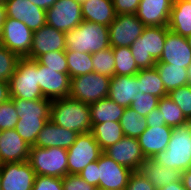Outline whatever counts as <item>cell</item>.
I'll list each match as a JSON object with an SVG mask.
<instances>
[{"label": "cell", "mask_w": 191, "mask_h": 190, "mask_svg": "<svg viewBox=\"0 0 191 190\" xmlns=\"http://www.w3.org/2000/svg\"><path fill=\"white\" fill-rule=\"evenodd\" d=\"M50 120L78 134L92 130L90 106L70 97L52 100Z\"/></svg>", "instance_id": "obj_1"}, {"label": "cell", "mask_w": 191, "mask_h": 190, "mask_svg": "<svg viewBox=\"0 0 191 190\" xmlns=\"http://www.w3.org/2000/svg\"><path fill=\"white\" fill-rule=\"evenodd\" d=\"M152 159L166 168L181 172L191 168V121L173 127L167 148Z\"/></svg>", "instance_id": "obj_2"}, {"label": "cell", "mask_w": 191, "mask_h": 190, "mask_svg": "<svg viewBox=\"0 0 191 190\" xmlns=\"http://www.w3.org/2000/svg\"><path fill=\"white\" fill-rule=\"evenodd\" d=\"M66 50L96 53L110 47L109 27L83 20L75 29L65 32Z\"/></svg>", "instance_id": "obj_3"}, {"label": "cell", "mask_w": 191, "mask_h": 190, "mask_svg": "<svg viewBox=\"0 0 191 190\" xmlns=\"http://www.w3.org/2000/svg\"><path fill=\"white\" fill-rule=\"evenodd\" d=\"M168 26L145 27L130 46V50L139 69L153 68L160 59L166 39Z\"/></svg>", "instance_id": "obj_4"}, {"label": "cell", "mask_w": 191, "mask_h": 190, "mask_svg": "<svg viewBox=\"0 0 191 190\" xmlns=\"http://www.w3.org/2000/svg\"><path fill=\"white\" fill-rule=\"evenodd\" d=\"M10 98L35 100L45 98L38 84V61L19 58L9 81Z\"/></svg>", "instance_id": "obj_5"}, {"label": "cell", "mask_w": 191, "mask_h": 190, "mask_svg": "<svg viewBox=\"0 0 191 190\" xmlns=\"http://www.w3.org/2000/svg\"><path fill=\"white\" fill-rule=\"evenodd\" d=\"M67 149L30 147L28 162L36 175L63 178L68 174Z\"/></svg>", "instance_id": "obj_6"}, {"label": "cell", "mask_w": 191, "mask_h": 190, "mask_svg": "<svg viewBox=\"0 0 191 190\" xmlns=\"http://www.w3.org/2000/svg\"><path fill=\"white\" fill-rule=\"evenodd\" d=\"M110 80L95 72L71 78L69 97L88 105L108 98Z\"/></svg>", "instance_id": "obj_7"}, {"label": "cell", "mask_w": 191, "mask_h": 190, "mask_svg": "<svg viewBox=\"0 0 191 190\" xmlns=\"http://www.w3.org/2000/svg\"><path fill=\"white\" fill-rule=\"evenodd\" d=\"M67 153L68 174L78 175L88 164L97 161L103 151L90 131L78 134Z\"/></svg>", "instance_id": "obj_8"}, {"label": "cell", "mask_w": 191, "mask_h": 190, "mask_svg": "<svg viewBox=\"0 0 191 190\" xmlns=\"http://www.w3.org/2000/svg\"><path fill=\"white\" fill-rule=\"evenodd\" d=\"M33 39V31L25 23L6 17L2 27L0 45L8 48L19 58L28 57Z\"/></svg>", "instance_id": "obj_9"}, {"label": "cell", "mask_w": 191, "mask_h": 190, "mask_svg": "<svg viewBox=\"0 0 191 190\" xmlns=\"http://www.w3.org/2000/svg\"><path fill=\"white\" fill-rule=\"evenodd\" d=\"M82 21V7L75 0H58L46 10L47 25L63 32L75 29Z\"/></svg>", "instance_id": "obj_10"}, {"label": "cell", "mask_w": 191, "mask_h": 190, "mask_svg": "<svg viewBox=\"0 0 191 190\" xmlns=\"http://www.w3.org/2000/svg\"><path fill=\"white\" fill-rule=\"evenodd\" d=\"M146 26L136 14H118L109 25L111 47H130L142 35Z\"/></svg>", "instance_id": "obj_11"}, {"label": "cell", "mask_w": 191, "mask_h": 190, "mask_svg": "<svg viewBox=\"0 0 191 190\" xmlns=\"http://www.w3.org/2000/svg\"><path fill=\"white\" fill-rule=\"evenodd\" d=\"M98 188L108 190H125L131 169L115 162L112 158L102 153L98 159Z\"/></svg>", "instance_id": "obj_12"}, {"label": "cell", "mask_w": 191, "mask_h": 190, "mask_svg": "<svg viewBox=\"0 0 191 190\" xmlns=\"http://www.w3.org/2000/svg\"><path fill=\"white\" fill-rule=\"evenodd\" d=\"M35 176L28 161L0 164L2 190H32Z\"/></svg>", "instance_id": "obj_13"}, {"label": "cell", "mask_w": 191, "mask_h": 190, "mask_svg": "<svg viewBox=\"0 0 191 190\" xmlns=\"http://www.w3.org/2000/svg\"><path fill=\"white\" fill-rule=\"evenodd\" d=\"M38 84L46 99L69 97L71 78L69 73H61V69L47 68L38 62Z\"/></svg>", "instance_id": "obj_14"}, {"label": "cell", "mask_w": 191, "mask_h": 190, "mask_svg": "<svg viewBox=\"0 0 191 190\" xmlns=\"http://www.w3.org/2000/svg\"><path fill=\"white\" fill-rule=\"evenodd\" d=\"M6 17L22 21L32 31L46 25V11L29 0H4Z\"/></svg>", "instance_id": "obj_15"}, {"label": "cell", "mask_w": 191, "mask_h": 190, "mask_svg": "<svg viewBox=\"0 0 191 190\" xmlns=\"http://www.w3.org/2000/svg\"><path fill=\"white\" fill-rule=\"evenodd\" d=\"M118 164L138 171L146 161L137 138L124 136L120 141L103 151Z\"/></svg>", "instance_id": "obj_16"}, {"label": "cell", "mask_w": 191, "mask_h": 190, "mask_svg": "<svg viewBox=\"0 0 191 190\" xmlns=\"http://www.w3.org/2000/svg\"><path fill=\"white\" fill-rule=\"evenodd\" d=\"M65 50V32L46 24L39 30L33 31L32 46L27 58L36 60L40 55L47 52Z\"/></svg>", "instance_id": "obj_17"}, {"label": "cell", "mask_w": 191, "mask_h": 190, "mask_svg": "<svg viewBox=\"0 0 191 190\" xmlns=\"http://www.w3.org/2000/svg\"><path fill=\"white\" fill-rule=\"evenodd\" d=\"M157 63L187 68L191 63V48L186 37L167 31L163 53Z\"/></svg>", "instance_id": "obj_18"}, {"label": "cell", "mask_w": 191, "mask_h": 190, "mask_svg": "<svg viewBox=\"0 0 191 190\" xmlns=\"http://www.w3.org/2000/svg\"><path fill=\"white\" fill-rule=\"evenodd\" d=\"M171 0H141L136 12L137 18L146 26H168Z\"/></svg>", "instance_id": "obj_19"}, {"label": "cell", "mask_w": 191, "mask_h": 190, "mask_svg": "<svg viewBox=\"0 0 191 190\" xmlns=\"http://www.w3.org/2000/svg\"><path fill=\"white\" fill-rule=\"evenodd\" d=\"M30 147L15 129L2 131L0 136V164L28 161Z\"/></svg>", "instance_id": "obj_20"}, {"label": "cell", "mask_w": 191, "mask_h": 190, "mask_svg": "<svg viewBox=\"0 0 191 190\" xmlns=\"http://www.w3.org/2000/svg\"><path fill=\"white\" fill-rule=\"evenodd\" d=\"M77 136V132L60 127L49 119L39 132L34 146L68 149L73 145Z\"/></svg>", "instance_id": "obj_21"}, {"label": "cell", "mask_w": 191, "mask_h": 190, "mask_svg": "<svg viewBox=\"0 0 191 190\" xmlns=\"http://www.w3.org/2000/svg\"><path fill=\"white\" fill-rule=\"evenodd\" d=\"M172 127L153 125L147 127L137 138L146 159L153 158L158 152L164 151L172 135Z\"/></svg>", "instance_id": "obj_22"}, {"label": "cell", "mask_w": 191, "mask_h": 190, "mask_svg": "<svg viewBox=\"0 0 191 190\" xmlns=\"http://www.w3.org/2000/svg\"><path fill=\"white\" fill-rule=\"evenodd\" d=\"M140 92L136 75H114L110 80L108 98L125 108L129 107L133 98Z\"/></svg>", "instance_id": "obj_23"}, {"label": "cell", "mask_w": 191, "mask_h": 190, "mask_svg": "<svg viewBox=\"0 0 191 190\" xmlns=\"http://www.w3.org/2000/svg\"><path fill=\"white\" fill-rule=\"evenodd\" d=\"M139 171L145 176L156 189L181 180L182 172L173 168H166L155 162L152 158L140 166Z\"/></svg>", "instance_id": "obj_24"}, {"label": "cell", "mask_w": 191, "mask_h": 190, "mask_svg": "<svg viewBox=\"0 0 191 190\" xmlns=\"http://www.w3.org/2000/svg\"><path fill=\"white\" fill-rule=\"evenodd\" d=\"M81 7L82 18L88 22L109 27L116 16L112 0H87Z\"/></svg>", "instance_id": "obj_25"}, {"label": "cell", "mask_w": 191, "mask_h": 190, "mask_svg": "<svg viewBox=\"0 0 191 190\" xmlns=\"http://www.w3.org/2000/svg\"><path fill=\"white\" fill-rule=\"evenodd\" d=\"M169 30L183 37L191 35V3L176 0L173 3L168 24Z\"/></svg>", "instance_id": "obj_26"}, {"label": "cell", "mask_w": 191, "mask_h": 190, "mask_svg": "<svg viewBox=\"0 0 191 190\" xmlns=\"http://www.w3.org/2000/svg\"><path fill=\"white\" fill-rule=\"evenodd\" d=\"M90 106L91 124L92 127L95 124L103 122H119L121 116L124 113L125 107L118 105L116 102L109 98L101 99Z\"/></svg>", "instance_id": "obj_27"}, {"label": "cell", "mask_w": 191, "mask_h": 190, "mask_svg": "<svg viewBox=\"0 0 191 190\" xmlns=\"http://www.w3.org/2000/svg\"><path fill=\"white\" fill-rule=\"evenodd\" d=\"M19 119L23 118H50L51 100L42 98L24 100L12 98Z\"/></svg>", "instance_id": "obj_28"}, {"label": "cell", "mask_w": 191, "mask_h": 190, "mask_svg": "<svg viewBox=\"0 0 191 190\" xmlns=\"http://www.w3.org/2000/svg\"><path fill=\"white\" fill-rule=\"evenodd\" d=\"M154 67L157 69L167 93L189 84L187 68L167 63H156Z\"/></svg>", "instance_id": "obj_29"}, {"label": "cell", "mask_w": 191, "mask_h": 190, "mask_svg": "<svg viewBox=\"0 0 191 190\" xmlns=\"http://www.w3.org/2000/svg\"><path fill=\"white\" fill-rule=\"evenodd\" d=\"M102 151L120 141L123 137L120 122H103L95 124L91 130Z\"/></svg>", "instance_id": "obj_30"}, {"label": "cell", "mask_w": 191, "mask_h": 190, "mask_svg": "<svg viewBox=\"0 0 191 190\" xmlns=\"http://www.w3.org/2000/svg\"><path fill=\"white\" fill-rule=\"evenodd\" d=\"M137 79L139 80V90L141 93L151 94L158 98L168 95L155 67L140 69L137 73Z\"/></svg>", "instance_id": "obj_31"}, {"label": "cell", "mask_w": 191, "mask_h": 190, "mask_svg": "<svg viewBox=\"0 0 191 190\" xmlns=\"http://www.w3.org/2000/svg\"><path fill=\"white\" fill-rule=\"evenodd\" d=\"M119 122L124 136L127 137L138 138L148 127L146 119L131 107L125 108Z\"/></svg>", "instance_id": "obj_32"}, {"label": "cell", "mask_w": 191, "mask_h": 190, "mask_svg": "<svg viewBox=\"0 0 191 190\" xmlns=\"http://www.w3.org/2000/svg\"><path fill=\"white\" fill-rule=\"evenodd\" d=\"M70 78L93 72L92 54L65 51Z\"/></svg>", "instance_id": "obj_33"}, {"label": "cell", "mask_w": 191, "mask_h": 190, "mask_svg": "<svg viewBox=\"0 0 191 190\" xmlns=\"http://www.w3.org/2000/svg\"><path fill=\"white\" fill-rule=\"evenodd\" d=\"M157 108L161 112V116L162 119L165 120V124L169 127L173 128L189 122V120L184 116L183 111L168 95L159 99Z\"/></svg>", "instance_id": "obj_34"}, {"label": "cell", "mask_w": 191, "mask_h": 190, "mask_svg": "<svg viewBox=\"0 0 191 190\" xmlns=\"http://www.w3.org/2000/svg\"><path fill=\"white\" fill-rule=\"evenodd\" d=\"M115 59V75L130 76L139 72L130 47H113Z\"/></svg>", "instance_id": "obj_35"}, {"label": "cell", "mask_w": 191, "mask_h": 190, "mask_svg": "<svg viewBox=\"0 0 191 190\" xmlns=\"http://www.w3.org/2000/svg\"><path fill=\"white\" fill-rule=\"evenodd\" d=\"M50 118H23L19 119L15 130L30 146H34L39 132Z\"/></svg>", "instance_id": "obj_36"}, {"label": "cell", "mask_w": 191, "mask_h": 190, "mask_svg": "<svg viewBox=\"0 0 191 190\" xmlns=\"http://www.w3.org/2000/svg\"><path fill=\"white\" fill-rule=\"evenodd\" d=\"M93 72L113 77L115 75V59L113 47L92 54Z\"/></svg>", "instance_id": "obj_37"}, {"label": "cell", "mask_w": 191, "mask_h": 190, "mask_svg": "<svg viewBox=\"0 0 191 190\" xmlns=\"http://www.w3.org/2000/svg\"><path fill=\"white\" fill-rule=\"evenodd\" d=\"M18 60L16 54L0 45V81H10Z\"/></svg>", "instance_id": "obj_38"}, {"label": "cell", "mask_w": 191, "mask_h": 190, "mask_svg": "<svg viewBox=\"0 0 191 190\" xmlns=\"http://www.w3.org/2000/svg\"><path fill=\"white\" fill-rule=\"evenodd\" d=\"M168 96L179 106L184 116L191 121V85L176 88L168 93Z\"/></svg>", "instance_id": "obj_39"}, {"label": "cell", "mask_w": 191, "mask_h": 190, "mask_svg": "<svg viewBox=\"0 0 191 190\" xmlns=\"http://www.w3.org/2000/svg\"><path fill=\"white\" fill-rule=\"evenodd\" d=\"M159 99L160 98L154 95L139 92L133 98V102H131L129 107H131L138 114L146 118L147 114H149L153 109L158 107Z\"/></svg>", "instance_id": "obj_40"}, {"label": "cell", "mask_w": 191, "mask_h": 190, "mask_svg": "<svg viewBox=\"0 0 191 190\" xmlns=\"http://www.w3.org/2000/svg\"><path fill=\"white\" fill-rule=\"evenodd\" d=\"M18 120L12 98L2 102L0 104V131L15 129Z\"/></svg>", "instance_id": "obj_41"}, {"label": "cell", "mask_w": 191, "mask_h": 190, "mask_svg": "<svg viewBox=\"0 0 191 190\" xmlns=\"http://www.w3.org/2000/svg\"><path fill=\"white\" fill-rule=\"evenodd\" d=\"M41 65L52 69H61V73H68L65 51H50L36 59Z\"/></svg>", "instance_id": "obj_42"}, {"label": "cell", "mask_w": 191, "mask_h": 190, "mask_svg": "<svg viewBox=\"0 0 191 190\" xmlns=\"http://www.w3.org/2000/svg\"><path fill=\"white\" fill-rule=\"evenodd\" d=\"M32 190H63L62 178L36 175Z\"/></svg>", "instance_id": "obj_43"}, {"label": "cell", "mask_w": 191, "mask_h": 190, "mask_svg": "<svg viewBox=\"0 0 191 190\" xmlns=\"http://www.w3.org/2000/svg\"><path fill=\"white\" fill-rule=\"evenodd\" d=\"M63 190H97L94 185L88 184L83 178L75 174H66L62 178Z\"/></svg>", "instance_id": "obj_44"}, {"label": "cell", "mask_w": 191, "mask_h": 190, "mask_svg": "<svg viewBox=\"0 0 191 190\" xmlns=\"http://www.w3.org/2000/svg\"><path fill=\"white\" fill-rule=\"evenodd\" d=\"M125 190H157L141 172L133 171Z\"/></svg>", "instance_id": "obj_45"}, {"label": "cell", "mask_w": 191, "mask_h": 190, "mask_svg": "<svg viewBox=\"0 0 191 190\" xmlns=\"http://www.w3.org/2000/svg\"><path fill=\"white\" fill-rule=\"evenodd\" d=\"M141 0H112L116 15L136 14Z\"/></svg>", "instance_id": "obj_46"}, {"label": "cell", "mask_w": 191, "mask_h": 190, "mask_svg": "<svg viewBox=\"0 0 191 190\" xmlns=\"http://www.w3.org/2000/svg\"><path fill=\"white\" fill-rule=\"evenodd\" d=\"M98 160L88 164L78 175L83 178L88 184L98 188Z\"/></svg>", "instance_id": "obj_47"}, {"label": "cell", "mask_w": 191, "mask_h": 190, "mask_svg": "<svg viewBox=\"0 0 191 190\" xmlns=\"http://www.w3.org/2000/svg\"><path fill=\"white\" fill-rule=\"evenodd\" d=\"M145 119L149 127H153V125H159V127L166 125L158 108L153 109L149 114H147Z\"/></svg>", "instance_id": "obj_48"}, {"label": "cell", "mask_w": 191, "mask_h": 190, "mask_svg": "<svg viewBox=\"0 0 191 190\" xmlns=\"http://www.w3.org/2000/svg\"><path fill=\"white\" fill-rule=\"evenodd\" d=\"M10 99L9 82L0 81V104Z\"/></svg>", "instance_id": "obj_49"}, {"label": "cell", "mask_w": 191, "mask_h": 190, "mask_svg": "<svg viewBox=\"0 0 191 190\" xmlns=\"http://www.w3.org/2000/svg\"><path fill=\"white\" fill-rule=\"evenodd\" d=\"M29 1L46 11L50 7H52L53 4H55L58 0H29Z\"/></svg>", "instance_id": "obj_50"}, {"label": "cell", "mask_w": 191, "mask_h": 190, "mask_svg": "<svg viewBox=\"0 0 191 190\" xmlns=\"http://www.w3.org/2000/svg\"><path fill=\"white\" fill-rule=\"evenodd\" d=\"M181 181L186 190H191V168L182 172Z\"/></svg>", "instance_id": "obj_51"}, {"label": "cell", "mask_w": 191, "mask_h": 190, "mask_svg": "<svg viewBox=\"0 0 191 190\" xmlns=\"http://www.w3.org/2000/svg\"><path fill=\"white\" fill-rule=\"evenodd\" d=\"M157 190H186V188L183 186L182 181L180 180L158 188Z\"/></svg>", "instance_id": "obj_52"}, {"label": "cell", "mask_w": 191, "mask_h": 190, "mask_svg": "<svg viewBox=\"0 0 191 190\" xmlns=\"http://www.w3.org/2000/svg\"><path fill=\"white\" fill-rule=\"evenodd\" d=\"M6 18L5 8L2 2H0V42L2 39V27Z\"/></svg>", "instance_id": "obj_53"}, {"label": "cell", "mask_w": 191, "mask_h": 190, "mask_svg": "<svg viewBox=\"0 0 191 190\" xmlns=\"http://www.w3.org/2000/svg\"><path fill=\"white\" fill-rule=\"evenodd\" d=\"M187 73H188L189 84L191 85V63L187 67Z\"/></svg>", "instance_id": "obj_54"}, {"label": "cell", "mask_w": 191, "mask_h": 190, "mask_svg": "<svg viewBox=\"0 0 191 190\" xmlns=\"http://www.w3.org/2000/svg\"><path fill=\"white\" fill-rule=\"evenodd\" d=\"M189 47L191 48V35H189L188 37H186Z\"/></svg>", "instance_id": "obj_55"}, {"label": "cell", "mask_w": 191, "mask_h": 190, "mask_svg": "<svg viewBox=\"0 0 191 190\" xmlns=\"http://www.w3.org/2000/svg\"><path fill=\"white\" fill-rule=\"evenodd\" d=\"M76 2H78L80 5L84 4L87 0H75Z\"/></svg>", "instance_id": "obj_56"}]
</instances>
